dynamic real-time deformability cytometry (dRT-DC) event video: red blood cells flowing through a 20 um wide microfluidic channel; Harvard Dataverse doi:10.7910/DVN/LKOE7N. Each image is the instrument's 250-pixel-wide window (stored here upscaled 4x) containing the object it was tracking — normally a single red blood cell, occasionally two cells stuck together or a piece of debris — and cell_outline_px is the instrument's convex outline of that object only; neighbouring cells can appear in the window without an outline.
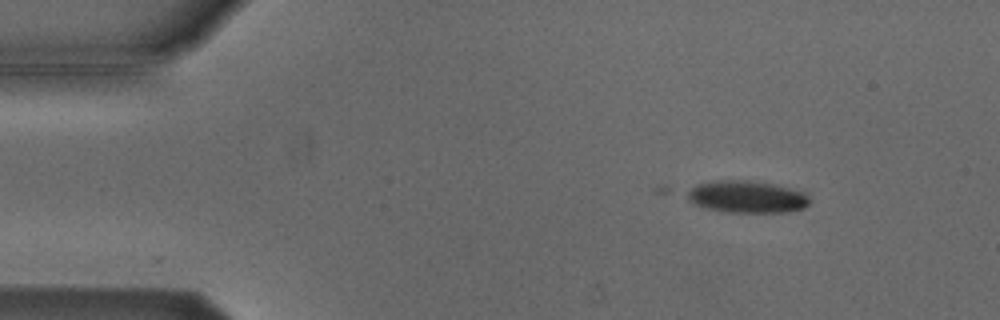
{"species": "Egyptian fruit bat (a non-hibernating species)", "species_latin": "Rousettus aegyptiacus", "temperature_condition": "cold", "stored_images_in_passage": 5, "camera_frame_rate_fps": 3000, "um_per_image_px": 0.085, "animal": {"sex": "male"}, "frame": {"image": 1, "passage_image": 2, "time_ms": 1.0, "image_size_px": [1000, 320], "cell_outline_px": [[808, 204], [804, 208], [788, 212], [724, 212], [692, 204], [688, 200], [684, 192], [696, 184], [720, 180], [748, 180], [772, 184], [804, 192], [808, 200]], "centroid_in_image_um": [63.41, 16.73], "position_along_channel_um": 21.6, "area_um2": 22.89}}
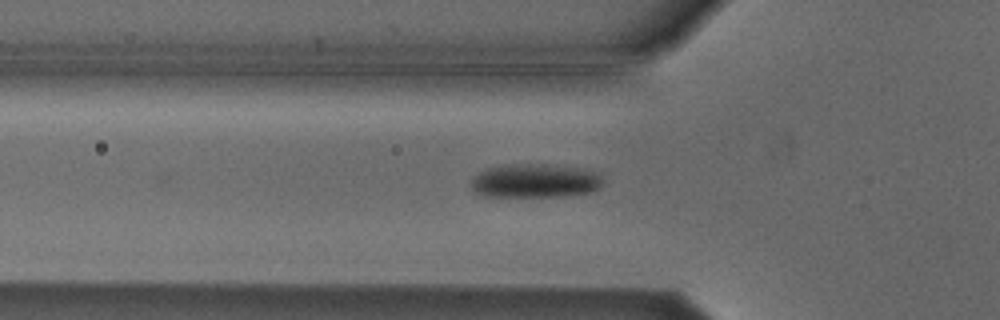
{"frame": {"image": 2, "passage_image": 5, "time_ms": 4.667, "image_size_px": [1000, 320], "cell_outline_px": [[600, 188], [592, 192], [560, 196], [484, 196], [476, 192], [472, 188], [472, 180], [480, 172], [488, 168], [504, 164], [544, 164], [584, 168], [600, 172]], "centroid_in_image_um": [45.51, 15.36], "position_along_channel_um": 80.3, "area_um2": 25.95}}